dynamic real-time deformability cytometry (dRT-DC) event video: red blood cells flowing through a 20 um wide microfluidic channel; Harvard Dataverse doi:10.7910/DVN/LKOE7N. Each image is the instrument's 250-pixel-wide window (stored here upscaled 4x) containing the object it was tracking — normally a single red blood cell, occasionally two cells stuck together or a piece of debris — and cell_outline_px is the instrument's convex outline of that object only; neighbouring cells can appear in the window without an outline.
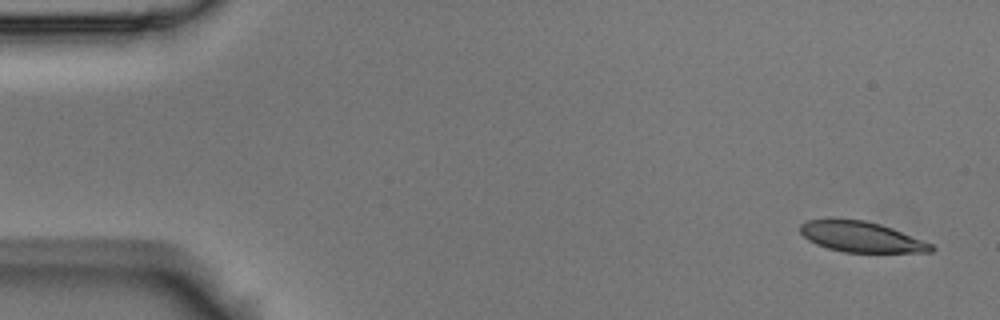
{"species": "Egyptian fruit bat (a non-hibernating species)", "species_latin": "Rousettus aegyptiacus", "temperature_condition": "room temperature", "stored_images_in_passage": 5, "camera_frame_rate_fps": 3000, "um_per_image_px": 0.085, "animal": {"sex": "male"}, "frame": {"image": 1, "passage_image": 1, "time_ms": 0.0, "image_size_px": [1000, 320], "cell_outline_px": [[936, 248], [932, 252], [844, 252], [828, 248], [816, 244], [808, 240], [800, 232], [800, 224], [808, 220], [864, 220], [880, 224], [892, 228], [932, 244]], "centroid_in_image_um": [73.22, 20.15], "position_along_channel_um": 11.8, "area_um2": 22.89}}
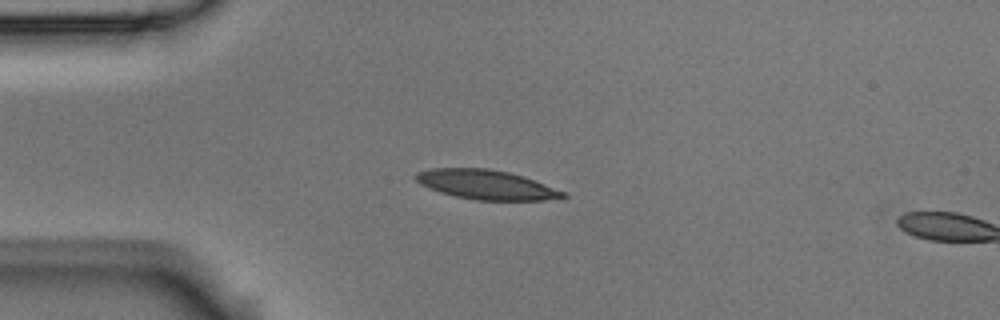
{"frame": {"image": 2, "passage_image": 4, "time_ms": 1.0, "image_size_px": [1000, 320], "cell_outline_px": [[568, 196], [564, 200], [476, 200], [456, 196], [440, 192], [428, 188], [420, 184], [412, 176], [416, 172], [432, 168], [488, 168], [508, 172], [524, 176], [568, 192]], "centroid_in_image_um": [41.4, 15.7], "position_along_channel_um": 43.6, "area_um2": 25.72}}